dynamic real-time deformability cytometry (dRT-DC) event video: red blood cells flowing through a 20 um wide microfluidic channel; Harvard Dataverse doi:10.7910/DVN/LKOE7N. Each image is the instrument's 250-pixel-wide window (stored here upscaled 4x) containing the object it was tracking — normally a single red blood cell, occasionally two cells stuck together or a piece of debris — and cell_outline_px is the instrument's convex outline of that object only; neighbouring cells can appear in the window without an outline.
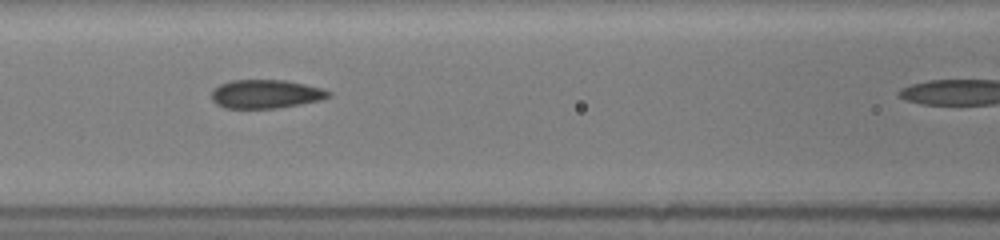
{"species": "common noctule bat (a hibernating species)", "species_latin": "Nyctalus noctula", "temperature_condition": "room temperature", "stored_images_in_passage": 9, "segment_of_instrument_passage": [1, 2], "camera_frame_rate_fps": 3000, "um_per_image_px": 0.085, "animal": {"sex": "female", "body_mass_g": 19.5, "forearm_length_mm": 54.1}, "frame": {"image": 1, "passage_image": 7, "time_ms": 4.667, "image_size_px": [1000, 240], "cell_outline_px": [[332, 96], [320, 100], [280, 108], [224, 108], [216, 104], [212, 100], [212, 88], [220, 84], [232, 80], [284, 80], [324, 88], [332, 92]], "centroid_in_image_um": [22.6, 7.99], "position_along_channel_um": 144.0, "area_um2": 19.71}}